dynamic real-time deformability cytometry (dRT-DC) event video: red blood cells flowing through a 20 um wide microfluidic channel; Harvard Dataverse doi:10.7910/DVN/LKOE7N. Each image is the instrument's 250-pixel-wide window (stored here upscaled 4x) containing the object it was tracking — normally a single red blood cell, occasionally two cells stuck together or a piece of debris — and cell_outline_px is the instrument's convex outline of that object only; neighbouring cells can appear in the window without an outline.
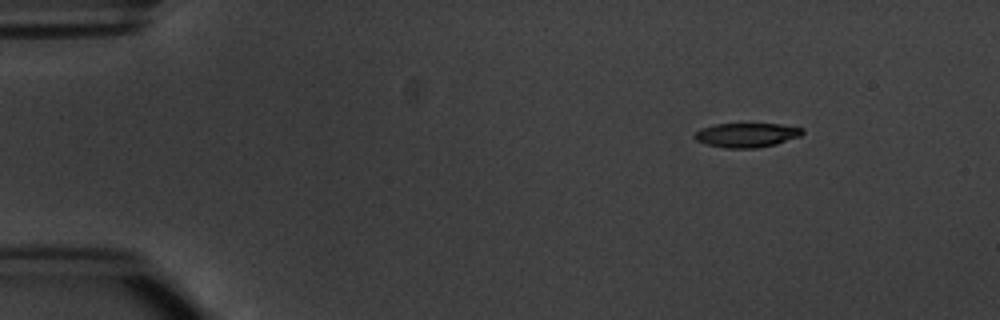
{"species": "common noctule bat (a hibernating species)", "species_latin": "Nyctalus noctula", "temperature_condition": "warm", "stored_images_in_passage": 5, "camera_frame_rate_fps": 3000, "um_per_image_px": 0.085, "animal": {"sex": "male", "body_mass_g": 20.1, "forearm_length_mm": 53.5}, "frame": {"image": 1, "passage_image": 1, "time_ms": 0.0, "image_size_px": [1000, 320], "cell_outline_px": [[804, 132], [800, 136], [776, 144], [756, 148], [724, 148], [708, 144], [696, 140], [692, 136], [700, 128], [716, 124], [780, 124], [804, 128]], "centroid_in_image_um": [63.46, 11.48], "position_along_channel_um": 21.5, "area_um2": 15.26}}
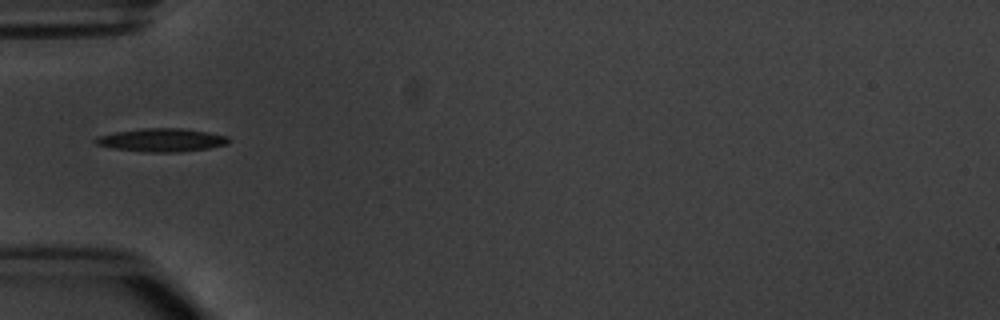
{"frame": {"image": 2, "passage_image": 4, "time_ms": 3.667, "image_size_px": [1000, 320], "cell_outline_px": [[232, 140], [228, 144], [208, 148], [180, 152], [144, 152], [112, 148], [96, 144], [92, 140], [96, 136], [112, 132], [144, 128], [180, 128], [208, 132], [228, 136]], "centroid_in_image_um": [13.72, 11.9], "position_along_channel_um": 71.3, "area_um2": 18.26}}